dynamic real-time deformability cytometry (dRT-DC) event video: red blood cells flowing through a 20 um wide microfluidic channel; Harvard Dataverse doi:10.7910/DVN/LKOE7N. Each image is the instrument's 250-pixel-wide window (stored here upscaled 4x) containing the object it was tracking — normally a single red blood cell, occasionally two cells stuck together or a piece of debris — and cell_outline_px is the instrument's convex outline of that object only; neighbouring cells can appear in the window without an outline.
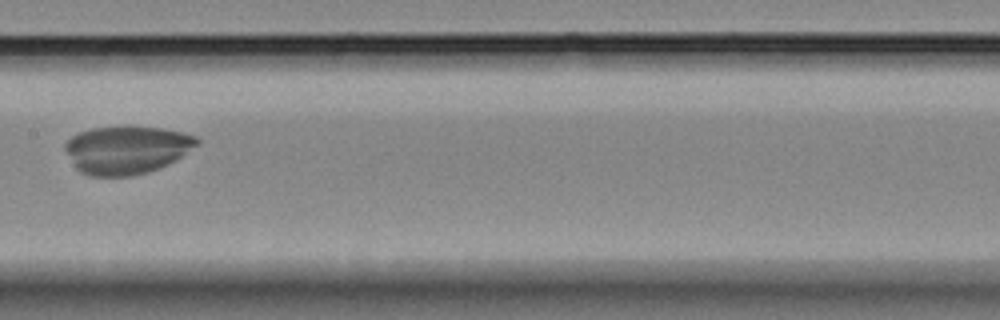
{"species": "Egyptian fruit bat (a non-hibernating species)", "species_latin": "Rousettus aegyptiacus", "temperature_condition": "room temperature", "stored_images_in_passage": 33, "camera_frame_rate_fps": 3000, "um_per_image_px": 0.085, "animal": {"sex": "female"}, "frame": {"image": 1, "passage_image": 12, "time_ms": 3.667, "image_size_px": [1000, 320], "cell_outline_px": [[200, 144], [176, 160], [168, 164], [148, 172], [132, 176], [88, 176], [80, 172], [76, 168], [64, 148], [64, 144], [72, 136], [80, 132], [92, 128], [128, 124], [160, 128], [180, 132], [196, 136], [200, 140]], "centroid_in_image_um": [10.78, 12.71], "position_along_channel_um": 196.6, "area_um2": 37.45}}
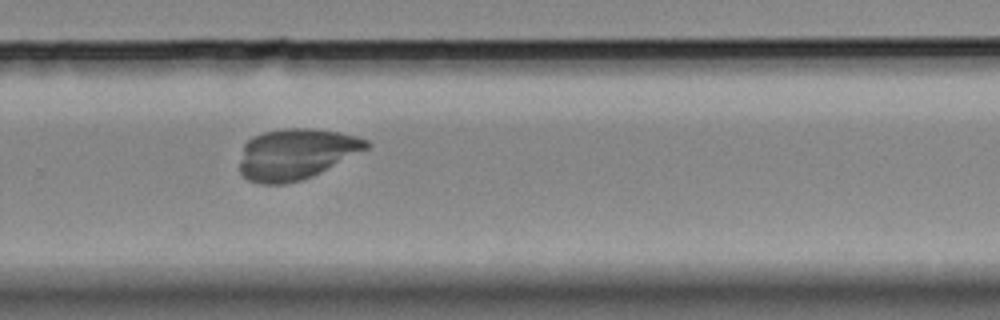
{"frame": {"image": 2, "passage_image": 19, "time_ms": 6.0, "image_size_px": [1000, 320], "cell_outline_px": [[372, 144], [368, 148], [312, 176], [300, 180], [284, 184], [260, 184], [248, 180], [240, 172], [240, 160], [244, 144], [252, 136], [264, 132], [284, 128], [312, 128], [340, 132], [356, 136], [368, 140]], "centroid_in_image_um": [25.15, 13.08], "position_along_channel_um": 304.7, "area_um2": 37.45}}
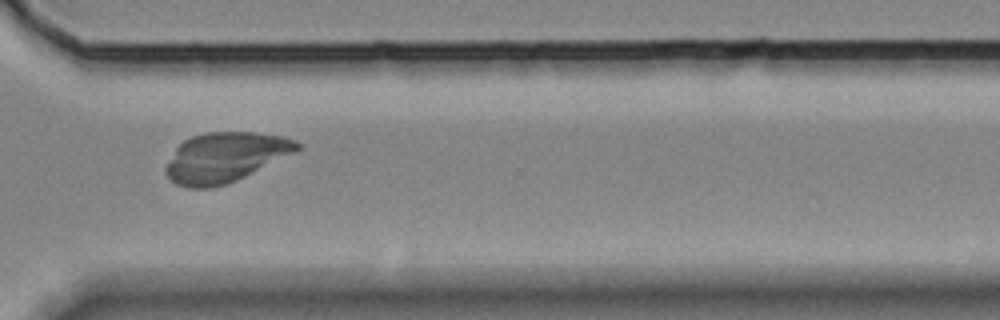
{"frame": {"image": 3, "passage_image": 22, "time_ms": 7.0, "image_size_px": [1000, 320], "cell_outline_px": [[304, 148], [296, 152], [236, 180], [212, 188], [188, 188], [176, 184], [164, 172], [164, 168], [176, 148], [184, 140], [192, 136], [204, 132], [256, 132], [280, 136], [296, 140]], "centroid_in_image_um": [19.15, 13.36], "position_along_channel_um": 351.5, "area_um2": 37.97}}